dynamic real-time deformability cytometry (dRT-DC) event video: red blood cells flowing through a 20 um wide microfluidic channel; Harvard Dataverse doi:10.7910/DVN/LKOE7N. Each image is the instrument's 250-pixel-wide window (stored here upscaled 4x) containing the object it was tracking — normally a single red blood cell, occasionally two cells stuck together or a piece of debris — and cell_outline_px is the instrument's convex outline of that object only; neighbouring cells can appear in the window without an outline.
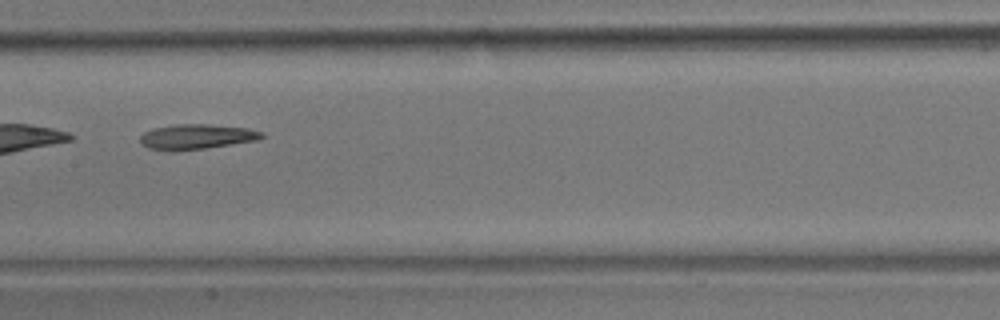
{"species": "common noctule bat (a hibernating species)", "species_latin": "Nyctalus noctula", "temperature_condition": "room temperature", "stored_images_in_passage": 37, "camera_frame_rate_fps": 3000, "um_per_image_px": 0.085, "animal": {"sex": "male", "body_mass_g": 17.9}, "frame": {"image": 1, "passage_image": 11, "time_ms": 3.333, "image_size_px": [1000, 320], "cell_outline_px": [[264, 136], [260, 140], [204, 148], [172, 152], [148, 148], [140, 144], [140, 136], [144, 132], [156, 128], [180, 124], [208, 124], [248, 128], [264, 132]], "centroid_in_image_um": [16.72, 11.63], "position_along_channel_um": 190.7, "area_um2": 17.86}}